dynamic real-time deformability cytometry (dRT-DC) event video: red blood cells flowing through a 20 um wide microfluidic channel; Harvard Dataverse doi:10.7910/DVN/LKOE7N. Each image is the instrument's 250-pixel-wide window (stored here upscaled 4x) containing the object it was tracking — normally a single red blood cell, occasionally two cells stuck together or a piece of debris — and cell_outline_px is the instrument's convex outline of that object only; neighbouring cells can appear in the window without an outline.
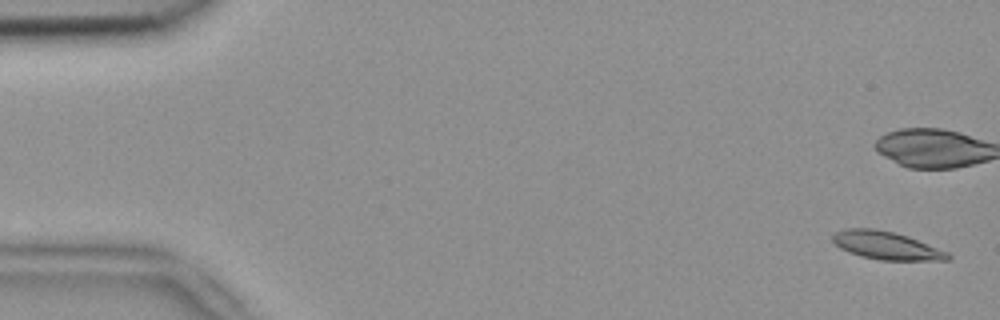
{"species": "common noctule bat (a hibernating species)", "species_latin": "Nyctalus noctula", "temperature_condition": "room temperature", "stored_images_in_passage": 5, "camera_frame_rate_fps": 3000, "um_per_image_px": 0.085, "animal": {"sex": "female", "body_mass_g": 18.4}, "frame": {"image": 1, "passage_image": 1, "time_ms": 0.0, "image_size_px": [1000, 320], "cell_outline_px": [[952, 256], [948, 260], [880, 260], [848, 252], [840, 248], [832, 240], [832, 236], [836, 232], [844, 228], [872, 228], [892, 232], [908, 236], [948, 252]], "centroid_in_image_um": [75.34, 20.86], "position_along_channel_um": 9.7, "area_um2": 18.61}}